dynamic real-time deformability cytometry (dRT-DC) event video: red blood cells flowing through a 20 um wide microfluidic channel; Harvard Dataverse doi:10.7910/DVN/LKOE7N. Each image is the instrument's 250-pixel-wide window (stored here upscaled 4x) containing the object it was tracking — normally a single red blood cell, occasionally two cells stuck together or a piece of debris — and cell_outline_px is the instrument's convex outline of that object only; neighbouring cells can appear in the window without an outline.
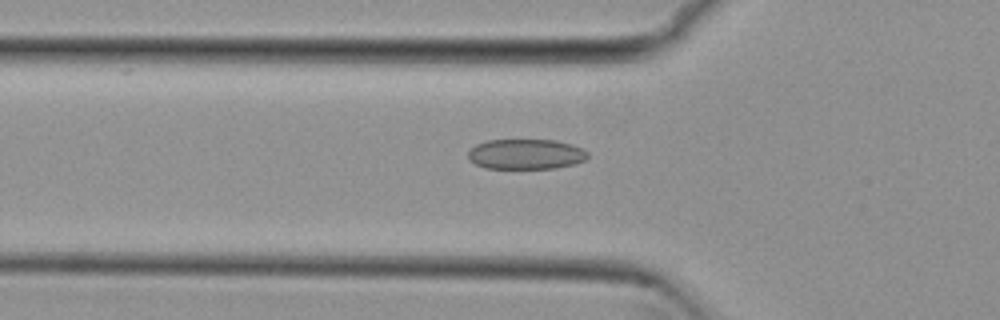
{"species": "common noctule bat (a hibernating species)", "species_latin": "Nyctalus noctula", "temperature_condition": "cold", "stored_images_in_passage": 53, "camera_frame_rate_fps": 3000, "um_per_image_px": 0.085, "animal": {"sex": "female", "body_mass_g": 29.2, "forearm_length_mm": 56.3}, "frame": {"image": 1, "passage_image": 18, "time_ms": 5.667, "image_size_px": [1000, 320], "cell_outline_px": [[588, 156], [584, 160], [576, 164], [556, 168], [484, 168], [468, 160], [468, 152], [476, 144], [488, 140], [556, 140], [572, 144], [588, 152]], "centroid_in_image_um": [44.7, 13.1], "position_along_channel_um": 81.1, "area_um2": 21.1}}
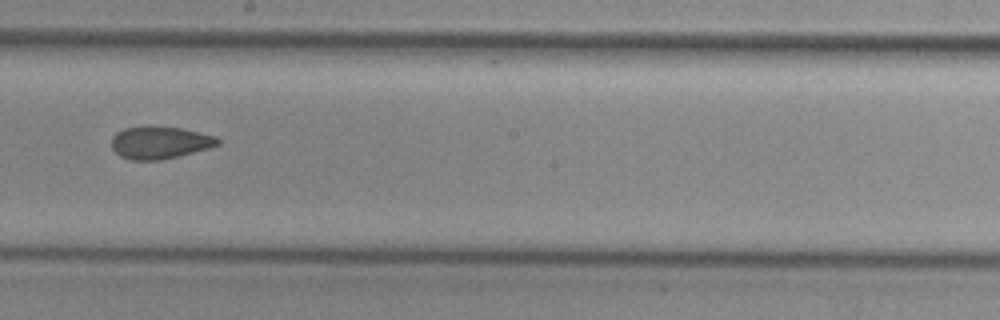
{"frame": {"image": 2, "passage_image": 30, "time_ms": 9.667, "image_size_px": [1000, 320], "cell_outline_px": [[220, 144], [208, 148], [160, 160], [132, 160], [120, 156], [112, 148], [112, 136], [116, 132], [124, 128], [144, 124], [152, 124], [180, 128], [216, 136], [220, 140]], "centroid_in_image_um": [13.54, 12.08], "position_along_channel_um": 234.7, "area_um2": 20.35}}
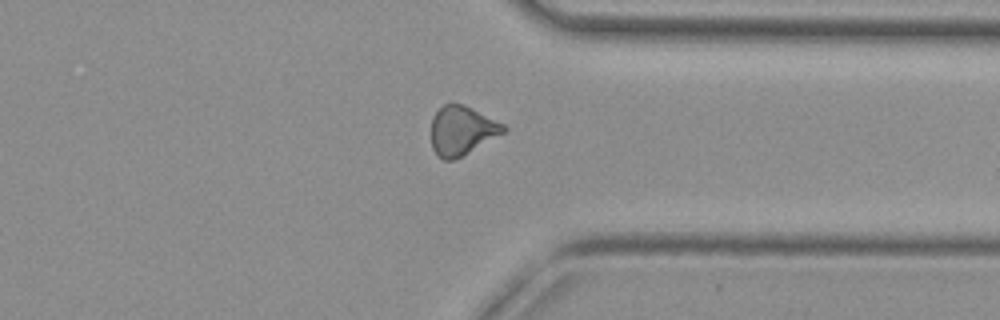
{"frame": {"image": 3, "passage_image": 41, "time_ms": 13.333, "image_size_px": [1000, 320], "cell_outline_px": [[508, 128], [504, 132], [460, 156], [452, 160], [444, 160], [432, 148], [432, 116], [444, 104], [452, 100], [464, 104], [504, 124]], "centroid_in_image_um": [39.24, 11.03], "position_along_channel_um": 372.2, "area_um2": 20.4}, "authors_computed_cell_mechanics": {"area_um2": 20.8658, "velocity_mm_per_s": 3.8231, "shape_relaxation_time_tau1_ms": null, "shape_relaxation_time_tau2_ms": 2.5314, "deformation_change_tau1": null, "deformation_change_tau2": 0.0834}}